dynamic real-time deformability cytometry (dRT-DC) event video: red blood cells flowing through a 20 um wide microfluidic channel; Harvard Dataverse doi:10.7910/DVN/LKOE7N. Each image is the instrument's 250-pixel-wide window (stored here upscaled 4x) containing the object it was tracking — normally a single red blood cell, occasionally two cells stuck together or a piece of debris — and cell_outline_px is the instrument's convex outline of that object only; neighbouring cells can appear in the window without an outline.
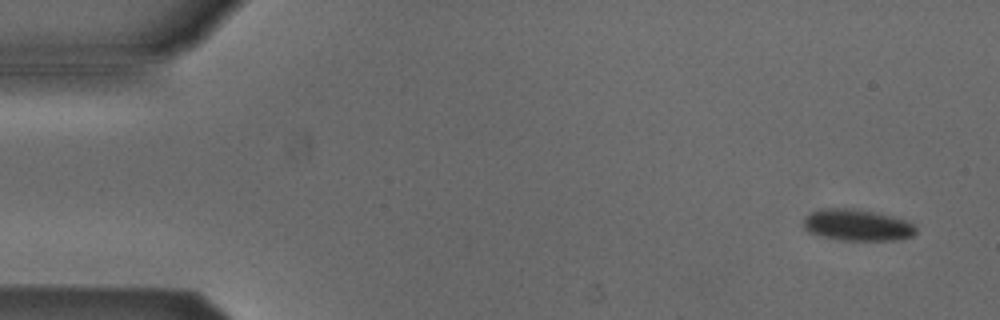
{"species": "Egyptian fruit bat (a non-hibernating species)", "species_latin": "Rousettus aegyptiacus", "temperature_condition": "cold", "stored_images_in_passage": 8, "camera_frame_rate_fps": 3000, "um_per_image_px": 0.085, "animal": {"sex": "male"}, "frame": {"image": 1, "passage_image": 1, "time_ms": 0.0, "image_size_px": [1000, 320], "cell_outline_px": [[916, 232], [912, 236], [896, 240], [844, 240], [824, 236], [808, 232], [804, 228], [804, 220], [812, 212], [820, 208], [852, 208], [892, 216], [904, 220], [912, 224], [916, 228]], "centroid_in_image_um": [72.86, 19.13], "position_along_channel_um": 12.1, "area_um2": 20.29}}
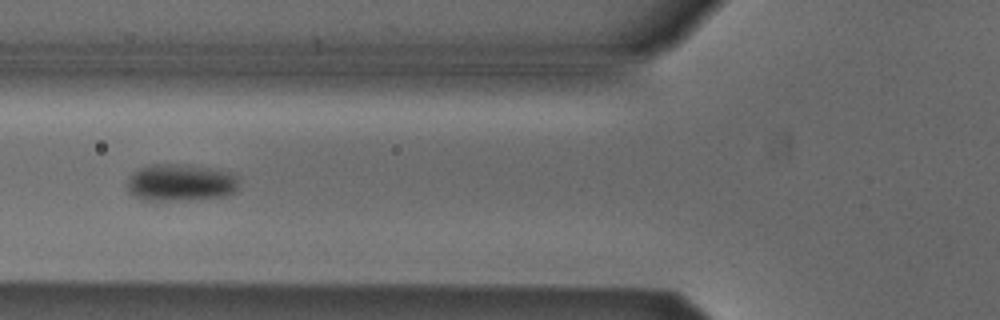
{"frame": {"image": 2, "passage_image": 5, "time_ms": 1.333, "image_size_px": [1000, 320], "cell_outline_px": [[240, 184], [236, 192], [228, 196], [188, 200], [140, 200], [132, 196], [124, 188], [128, 176], [132, 172], [140, 168], [152, 164], [172, 164], [208, 168], [232, 172], [236, 176]], "centroid_in_image_um": [15.31, 15.54], "position_along_channel_um": 110.5, "area_um2": 24.68}}
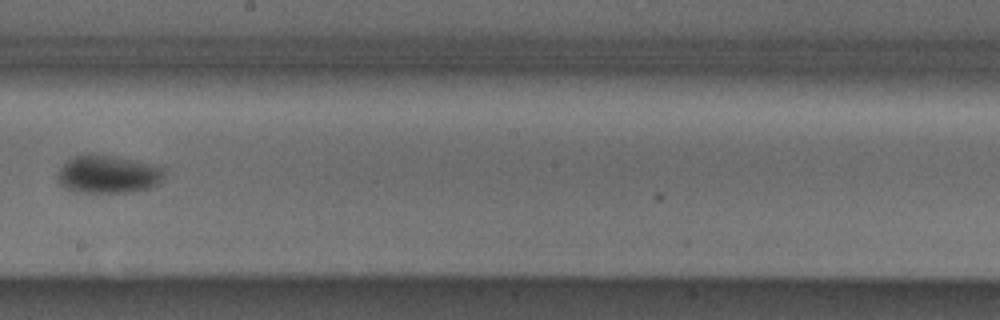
{"frame": {"image": 3, "passage_image": 8, "time_ms": 2.333, "image_size_px": [1000, 320], "cell_outline_px": [[164, 180], [152, 188], [132, 192], [76, 192], [64, 188], [60, 184], [60, 168], [72, 156], [112, 156], [132, 160], [164, 168]], "centroid_in_image_um": [9.24, 14.85], "position_along_channel_um": 239.0, "area_um2": 23.06}}